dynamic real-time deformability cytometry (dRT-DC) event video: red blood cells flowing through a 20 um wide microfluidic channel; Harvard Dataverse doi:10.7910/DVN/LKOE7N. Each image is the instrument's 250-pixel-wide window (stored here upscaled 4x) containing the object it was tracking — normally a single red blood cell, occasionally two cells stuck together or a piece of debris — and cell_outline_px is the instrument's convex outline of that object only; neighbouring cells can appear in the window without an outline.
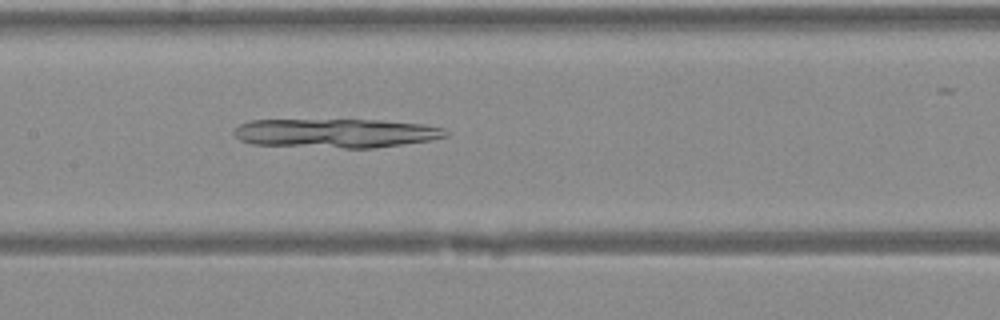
{"species": "Egyptian fruit bat (a non-hibernating species)", "species_latin": "Rousettus aegyptiacus", "temperature_condition": "warm", "stored_images_in_passage": 35, "camera_frame_rate_fps": 3000, "um_per_image_px": 0.085, "animal": {"sex": "female"}, "frame": {"image": 1, "passage_image": 14, "time_ms": 4.333, "image_size_px": [1000, 320], "cell_outline_px": [[448, 136], [428, 140], [376, 148], [344, 148], [252, 144], [240, 140], [232, 132], [232, 128], [248, 120], [380, 120], [424, 124], [444, 128], [448, 132]], "centroid_in_image_um": [28.52, 11.31], "position_along_channel_um": 178.9, "area_um2": 35.95}}
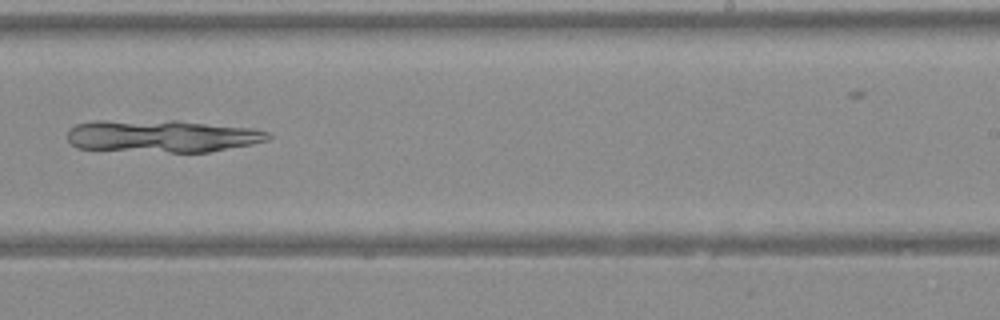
{"frame": {"image": 2, "passage_image": 20, "time_ms": 6.333, "image_size_px": [1000, 320], "cell_outline_px": [[272, 136], [268, 140], [252, 144], [208, 152], [168, 152], [76, 148], [68, 140], [68, 128], [76, 124], [92, 120], [176, 120], [248, 128], [268, 132]], "centroid_in_image_um": [13.72, 11.55], "position_along_channel_um": 275.3, "area_um2": 38.03}}
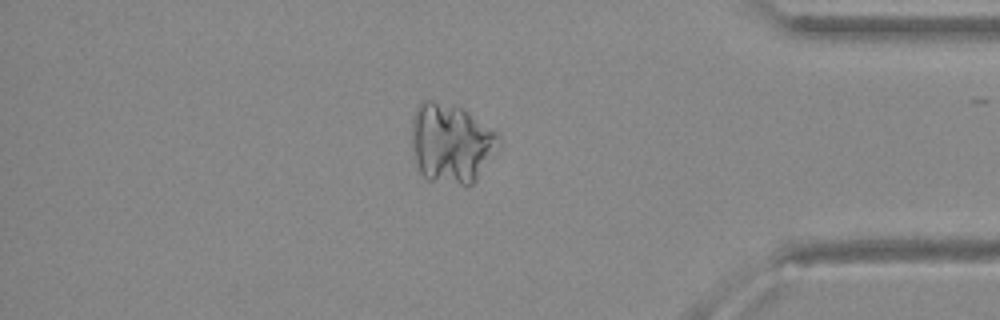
{"frame": {"image": 3, "passage_image": 29, "time_ms": 9.333, "image_size_px": [1000, 320], "cell_outline_px": [[500, 136], [476, 180], [472, 184], [460, 184], [428, 180], [420, 172], [416, 164], [412, 148], [412, 120], [416, 108], [420, 100], [432, 100], [460, 108], [496, 132]], "centroid_in_image_um": [38.25, 12.16], "position_along_channel_um": 396.9, "area_um2": 39.13}}